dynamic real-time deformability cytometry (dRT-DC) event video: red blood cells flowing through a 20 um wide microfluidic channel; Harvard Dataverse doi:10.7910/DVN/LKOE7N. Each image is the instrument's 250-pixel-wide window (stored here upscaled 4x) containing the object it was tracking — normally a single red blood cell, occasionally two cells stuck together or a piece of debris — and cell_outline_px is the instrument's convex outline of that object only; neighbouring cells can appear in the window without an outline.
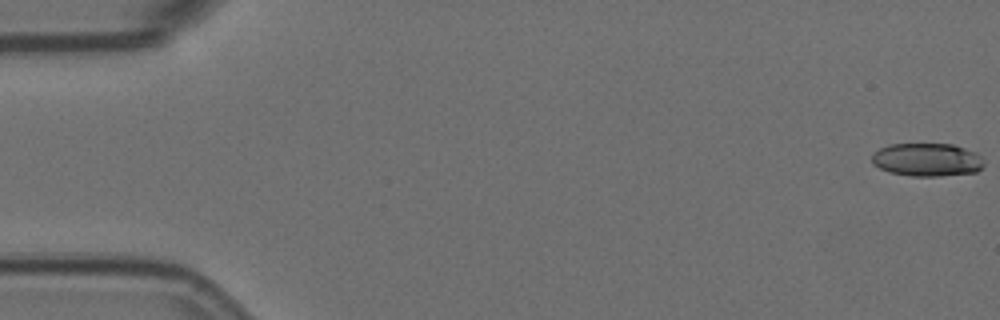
{"species": "Egyptian fruit bat (a non-hibernating species)", "species_latin": "Rousettus aegyptiacus", "temperature_condition": "room temperature", "stored_images_in_passage": 3, "camera_frame_rate_fps": 3000, "um_per_image_px": 0.085, "animal": {"sex": "female"}, "frame": {"image": 1, "passage_image": 1, "time_ms": 0.0, "image_size_px": [1000, 320], "cell_outline_px": [[984, 164], [976, 172], [940, 176], [912, 176], [888, 172], [872, 164], [872, 152], [888, 144], [952, 144], [976, 152], [984, 160]], "centroid_in_image_um": [78.77, 13.57], "position_along_channel_um": 6.2, "area_um2": 21.79}}